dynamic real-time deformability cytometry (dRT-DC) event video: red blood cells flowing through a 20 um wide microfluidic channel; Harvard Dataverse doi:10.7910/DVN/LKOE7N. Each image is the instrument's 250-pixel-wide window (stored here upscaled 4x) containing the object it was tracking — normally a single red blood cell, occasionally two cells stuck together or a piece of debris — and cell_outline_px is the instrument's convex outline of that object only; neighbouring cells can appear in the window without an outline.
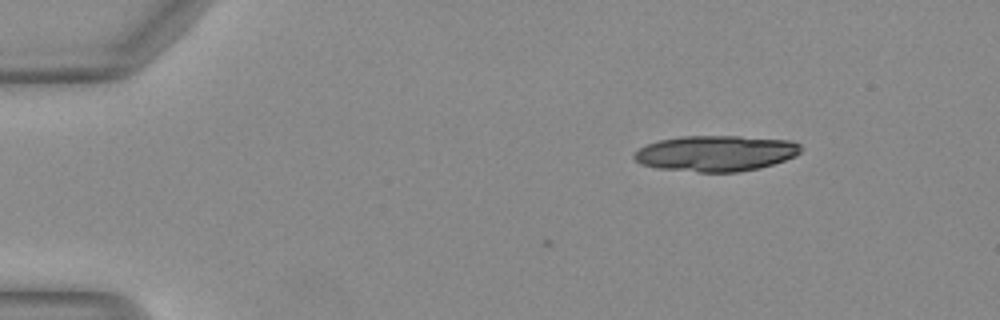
{"species": "Egyptian fruit bat (a non-hibernating species)", "species_latin": "Rousettus aegyptiacus", "temperature_condition": "warm", "stored_images_in_passage": 3, "camera_frame_rate_fps": 3000, "um_per_image_px": 0.085, "animal": {"sex": "female"}, "frame": {"image": 1, "passage_image": 3, "time_ms": 0.667, "image_size_px": [1000, 320], "cell_outline_px": [[800, 152], [796, 156], [760, 168], [736, 172], [700, 172], [656, 168], [640, 164], [632, 156], [640, 148], [648, 144], [660, 140], [680, 136], [740, 136], [792, 140], [800, 144]], "centroid_in_image_um": [60.85, 13.03], "position_along_channel_um": 24.1, "area_um2": 34.8}}